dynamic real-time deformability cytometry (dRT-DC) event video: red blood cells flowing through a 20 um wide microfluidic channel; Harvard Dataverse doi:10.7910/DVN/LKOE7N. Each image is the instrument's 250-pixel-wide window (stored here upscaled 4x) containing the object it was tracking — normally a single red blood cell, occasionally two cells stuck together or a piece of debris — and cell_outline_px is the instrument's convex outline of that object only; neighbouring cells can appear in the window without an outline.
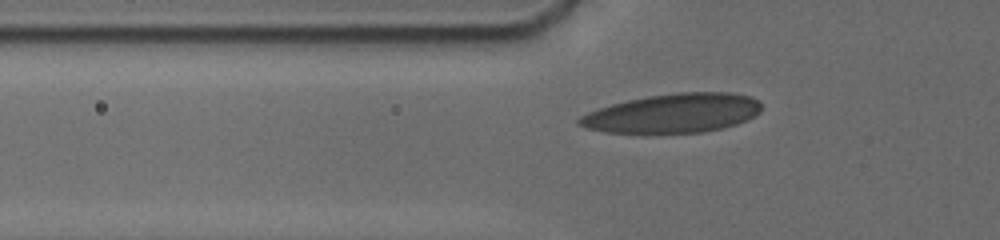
{"species": "human", "species_latin": "Homo sapiens", "temperature_condition": "cold", "stored_images_in_passage": 79, "camera_frame_rate_fps": 3000, "um_per_image_px": 0.085, "donor": {"sex": "male"}, "frame": {"image": 1, "passage_image": 8, "time_ms": 1.333, "image_size_px": [1000, 240], "cell_outline_px": [[760, 112], [748, 120], [736, 124], [720, 128], [700, 132], [604, 132], [588, 128], [576, 124], [576, 120], [580, 116], [588, 112], [612, 104], [628, 100], [648, 96], [676, 92], [728, 92], [752, 96], [760, 100]], "centroid_in_image_um": [57.23, 9.61], "position_along_channel_um": 68.6, "area_um2": 41.27}}
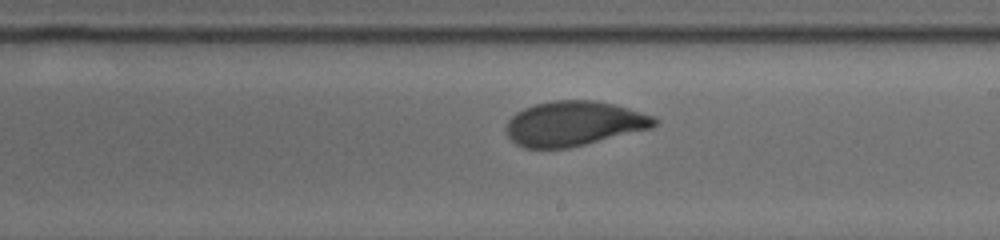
{"frame": {"image": 2, "passage_image": 36, "time_ms": 6.0, "image_size_px": [1000, 240], "cell_outline_px": [[660, 120], [652, 128], [568, 148], [524, 148], [516, 144], [504, 132], [504, 128], [508, 120], [516, 112], [524, 108], [536, 104], [552, 100], [596, 100], [628, 108], [656, 116]], "centroid_in_image_um": [48.77, 10.5], "position_along_channel_um": 240.2, "area_um2": 38.84}}
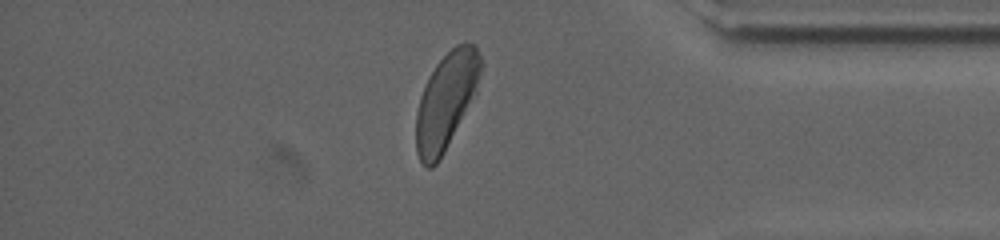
{"frame": {"image": 3, "passage_image": 65, "time_ms": 10.667, "image_size_px": [1000, 240], "cell_outline_px": [[480, 72], [476, 92], [444, 152], [436, 164], [432, 168], [428, 168], [420, 160], [416, 152], [416, 112], [420, 96], [428, 76], [436, 64], [456, 44], [476, 44], [480, 56]], "centroid_in_image_um": [37.89, 8.58], "position_along_channel_um": 397.3, "area_um2": 35.72}}